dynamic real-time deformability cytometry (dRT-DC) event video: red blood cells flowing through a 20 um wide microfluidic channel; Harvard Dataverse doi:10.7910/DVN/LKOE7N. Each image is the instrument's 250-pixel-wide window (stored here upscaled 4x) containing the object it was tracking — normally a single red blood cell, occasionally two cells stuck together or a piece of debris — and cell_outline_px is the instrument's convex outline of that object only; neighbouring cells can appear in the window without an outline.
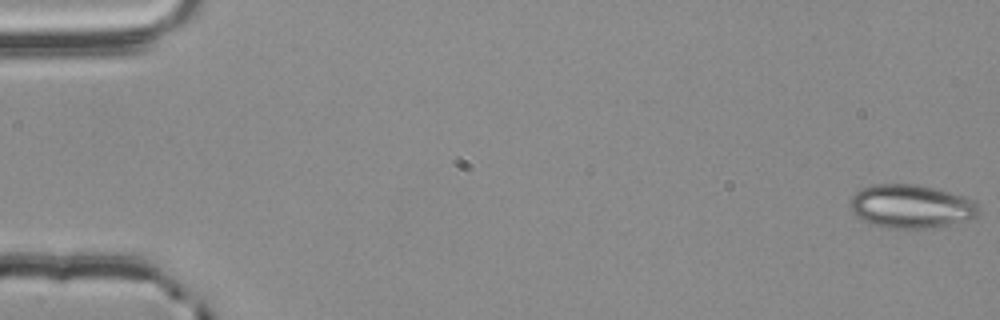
{"species": "common noctule bat (a hibernating species)", "species_latin": "Nyctalus noctula", "temperature_condition": "room temperature", "stored_images_in_passage": 51, "camera_frame_rate_fps": 3000, "um_per_image_px": 0.085, "animal": {"sex": "male", "body_mass_g": 20.4}, "frame": {"image": 1, "passage_image": 1, "time_ms": 0.0, "image_size_px": [1000, 320], "cell_outline_px": [[980, 216], [948, 224], [928, 228], [880, 228], [868, 224], [856, 216], [852, 212], [848, 204], [848, 200], [860, 188], [876, 184], [916, 184], [936, 188], [964, 196], [972, 200], [980, 208]], "centroid_in_image_um": [77.39, 17.54], "position_along_channel_um": 7.6, "area_um2": 33.0}}
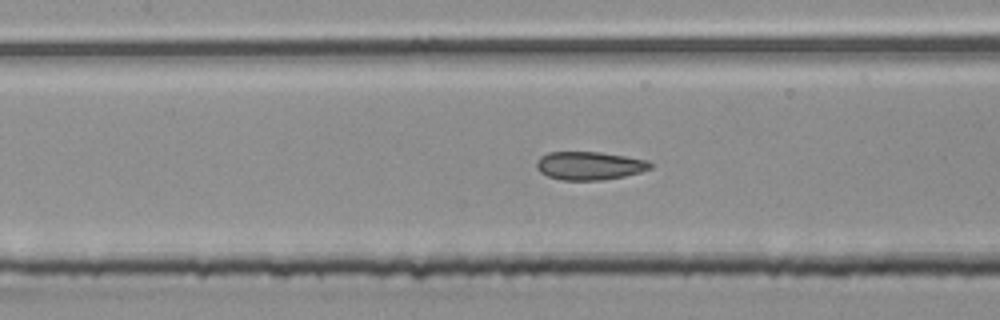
{"frame": {"image": 2, "passage_image": 26, "time_ms": 8.333, "image_size_px": [1000, 320], "cell_outline_px": [[652, 168], [640, 172], [624, 176], [600, 180], [560, 180], [548, 176], [540, 172], [536, 168], [536, 160], [540, 156], [548, 152], [600, 152], [628, 156], [648, 160], [652, 164]], "centroid_in_image_um": [50.09, 14.08], "position_along_channel_um": 157.3, "area_um2": 18.9}}
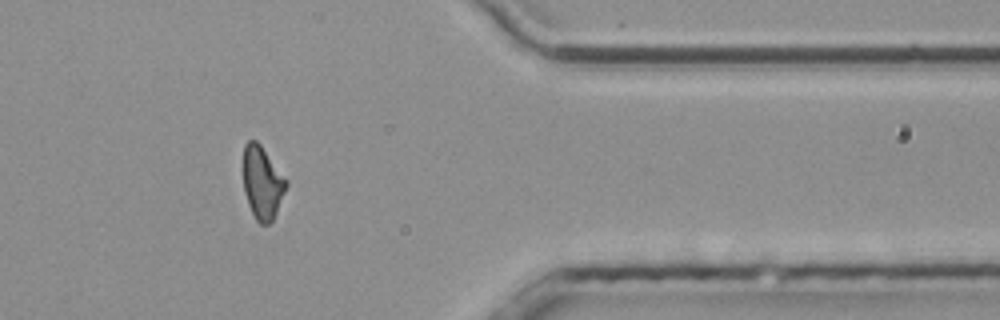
{"frame": {"image": 3, "passage_image": 46, "time_ms": 15.0, "image_size_px": [1000, 320], "cell_outline_px": [[288, 184], [276, 212], [272, 220], [268, 224], [260, 224], [256, 220], [248, 204], [244, 192], [244, 144], [248, 140], [256, 140], [260, 144], [288, 180]], "centroid_in_image_um": [22.3, 15.52], "position_along_channel_um": 389.1, "area_um2": 18.09}, "authors_computed_cell_mechanics": {"area_um2": 19.3052, "velocity_mm_per_s": 3.7887, "shape_relaxation_time_tau1_ms": null, "shape_relaxation_time_tau2_ms": 2.1929, "deformation_change_tau1": null, "deformation_change_tau2": 0.0992}}